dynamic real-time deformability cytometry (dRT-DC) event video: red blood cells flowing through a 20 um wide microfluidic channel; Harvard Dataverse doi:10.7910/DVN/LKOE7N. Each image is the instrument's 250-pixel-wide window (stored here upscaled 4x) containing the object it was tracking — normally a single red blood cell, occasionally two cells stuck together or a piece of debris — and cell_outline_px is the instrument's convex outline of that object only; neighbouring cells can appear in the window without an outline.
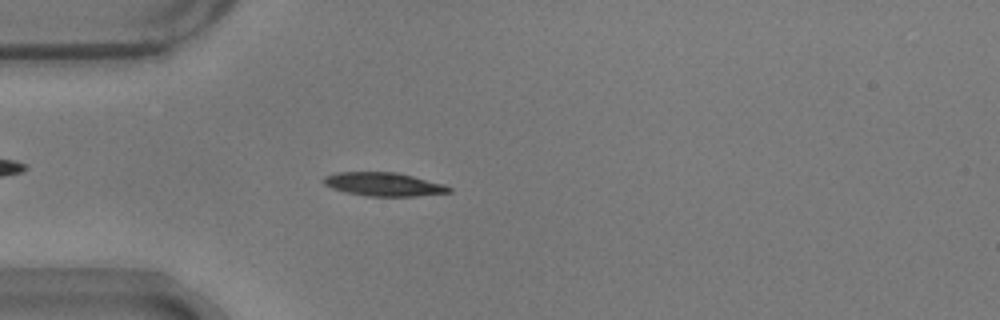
{"species": "common noctule bat (a hibernating species)", "species_latin": "Nyctalus noctula", "temperature_condition": "warm", "stored_images_in_passage": 54, "camera_frame_rate_fps": 3000, "um_per_image_px": 0.085, "animal": {"sex": "male", "body_mass_g": 17.9}, "frame": {"image": 1, "passage_image": 15, "time_ms": 4.667, "image_size_px": [1000, 320], "cell_outline_px": [[452, 192], [416, 196], [368, 196], [348, 192], [332, 188], [324, 184], [324, 176], [336, 172], [396, 172], [444, 184], [452, 188]], "centroid_in_image_um": [32.63, 15.66], "position_along_channel_um": 52.4, "area_um2": 17.05}}
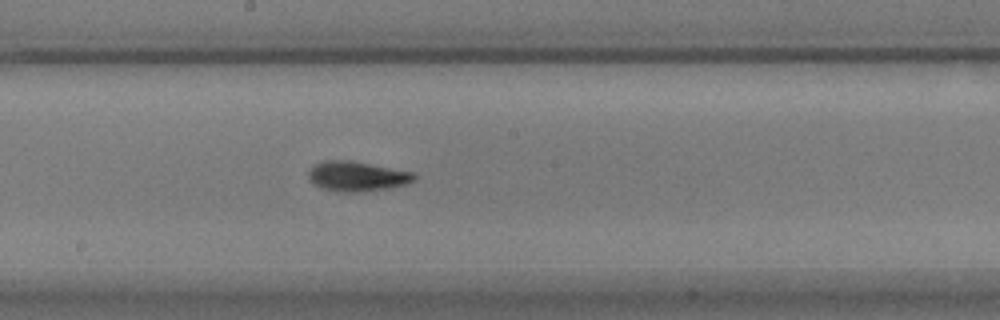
{"frame": {"image": 2, "passage_image": 29, "time_ms": 9.333, "image_size_px": [1000, 320], "cell_outline_px": [[416, 180], [408, 184], [388, 188], [352, 192], [340, 192], [320, 188], [312, 184], [308, 180], [308, 172], [316, 164], [324, 160], [352, 160], [416, 172]], "centroid_in_image_um": [30.36, 14.98], "position_along_channel_um": 217.8, "area_um2": 18.73}}
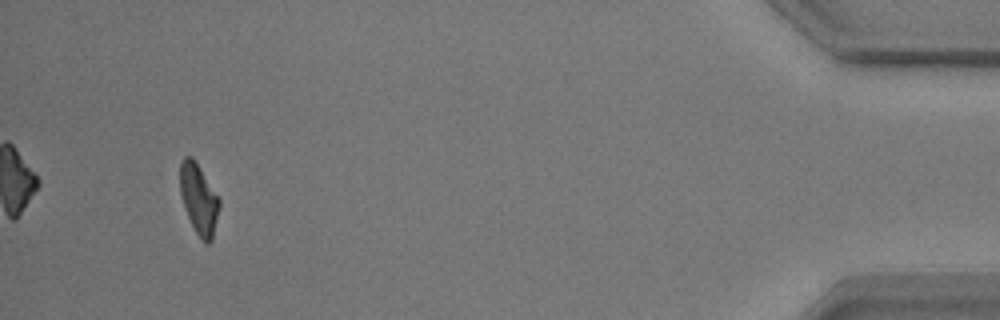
{"frame": {"image": 3, "passage_image": 51, "time_ms": 16.667, "image_size_px": [1000, 320], "cell_outline_px": [[220, 204], [212, 240], [208, 244], [204, 244], [196, 232], [188, 216], [180, 192], [180, 160], [184, 156], [192, 156], [196, 160], [220, 200]], "centroid_in_image_um": [16.89, 16.89], "position_along_channel_um": 418.3, "area_um2": 16.01}, "authors_computed_cell_mechanics": {"area_um2": 16.6753, "velocity_mm_per_s": 3.7134, "shape_relaxation_time_tau1_ms": 2.4369, "shape_relaxation_time_tau2_ms": 2.5811, "deformation_change_tau1": 0.1721, "deformation_change_tau2": 0.1078}}